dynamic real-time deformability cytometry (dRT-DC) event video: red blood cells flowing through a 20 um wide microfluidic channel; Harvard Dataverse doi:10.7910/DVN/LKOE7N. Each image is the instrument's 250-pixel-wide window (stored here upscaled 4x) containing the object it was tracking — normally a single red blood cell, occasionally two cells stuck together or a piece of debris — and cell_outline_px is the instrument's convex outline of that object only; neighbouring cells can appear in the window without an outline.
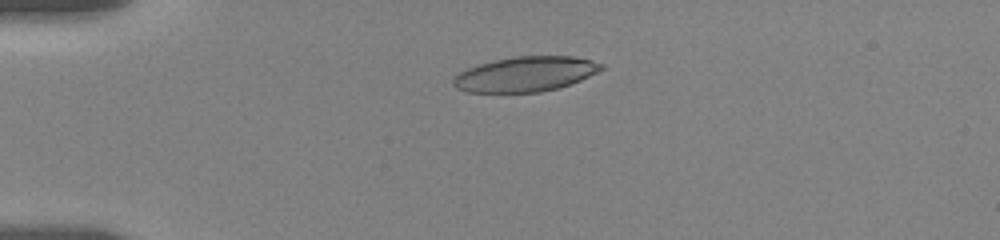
{"species": "human", "species_latin": "Homo sapiens", "temperature_condition": "room temperature", "stored_images_in_passage": 10, "camera_frame_rate_fps": 3000, "um_per_image_px": 0.085, "donor": {"sex": "female"}, "frame": {"image": 1, "passage_image": 1, "time_ms": 0.0, "image_size_px": [1000, 240], "cell_outline_px": [[604, 68], [580, 80], [556, 88], [540, 92], [468, 92], [456, 88], [452, 84], [452, 76], [468, 68], [480, 64], [496, 60], [516, 56], [572, 56], [592, 60], [604, 64]], "centroid_in_image_um": [44.64, 6.3], "position_along_channel_um": 40.4, "area_um2": 29.94}}
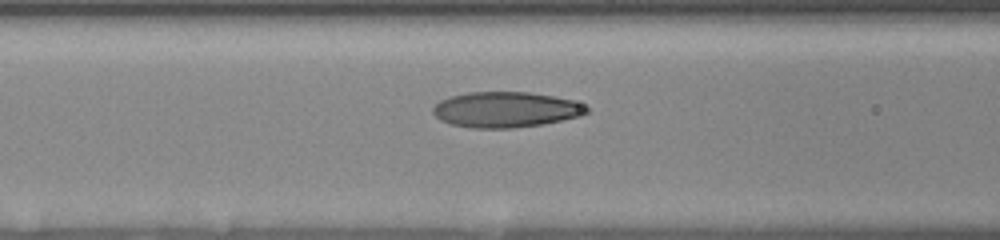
{"frame": {"image": 2, "passage_image": 6, "time_ms": 3.333, "image_size_px": [1000, 240], "cell_outline_px": [[588, 112], [580, 116], [544, 124], [512, 128], [472, 128], [452, 124], [440, 120], [432, 112], [432, 108], [440, 100], [452, 96], [468, 92], [528, 92], [552, 96], [572, 100], [588, 108]], "centroid_in_image_um": [42.96, 9.32], "position_along_channel_um": 123.6, "area_um2": 31.67}}
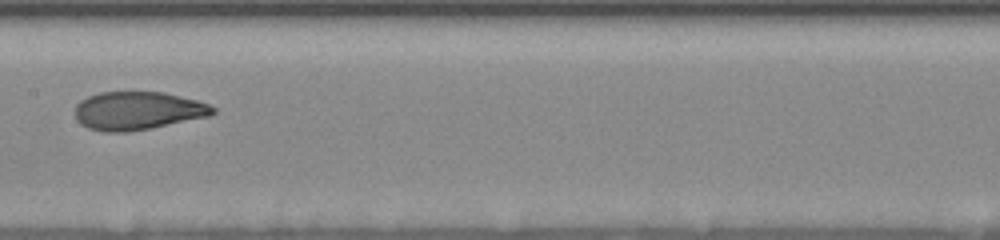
{"frame": {"image": 3, "passage_image": 9, "time_ms": 5.333, "image_size_px": [1000, 240], "cell_outline_px": [[216, 112], [208, 116], [128, 132], [104, 132], [88, 128], [80, 124], [76, 120], [76, 104], [80, 100], [88, 96], [100, 92], [164, 92], [196, 100], [208, 104], [216, 108]], "centroid_in_image_um": [11.67, 9.41], "position_along_channel_um": 195.7, "area_um2": 30.52}}